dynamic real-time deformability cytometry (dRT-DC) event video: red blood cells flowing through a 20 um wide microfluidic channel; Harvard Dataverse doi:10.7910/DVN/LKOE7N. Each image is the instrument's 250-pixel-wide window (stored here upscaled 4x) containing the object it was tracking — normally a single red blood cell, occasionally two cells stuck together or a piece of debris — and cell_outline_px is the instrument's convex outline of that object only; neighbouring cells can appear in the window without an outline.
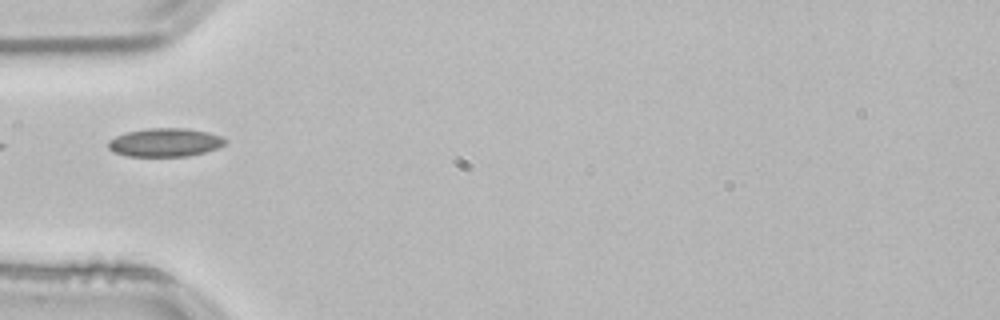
{"species": "common noctule bat (a hibernating species)", "species_latin": "Nyctalus noctula", "temperature_condition": "room temperature", "stored_images_in_passage": 8, "camera_frame_rate_fps": 3000, "um_per_image_px": 0.085, "animal": {"sex": "male", "body_mass_g": 21.5, "forearm_length_mm": 52.0}, "frame": {"image": 1, "passage_image": 1, "time_ms": 0.0, "image_size_px": [1000, 320], "cell_outline_px": [[228, 140], [224, 144], [216, 148], [204, 152], [188, 156], [128, 156], [112, 152], [108, 148], [108, 140], [116, 136], [128, 132], [148, 128], [188, 128], [208, 132], [220, 136]], "centroid_in_image_um": [14.01, 12.1], "position_along_channel_um": 71.0, "area_um2": 19.36}}